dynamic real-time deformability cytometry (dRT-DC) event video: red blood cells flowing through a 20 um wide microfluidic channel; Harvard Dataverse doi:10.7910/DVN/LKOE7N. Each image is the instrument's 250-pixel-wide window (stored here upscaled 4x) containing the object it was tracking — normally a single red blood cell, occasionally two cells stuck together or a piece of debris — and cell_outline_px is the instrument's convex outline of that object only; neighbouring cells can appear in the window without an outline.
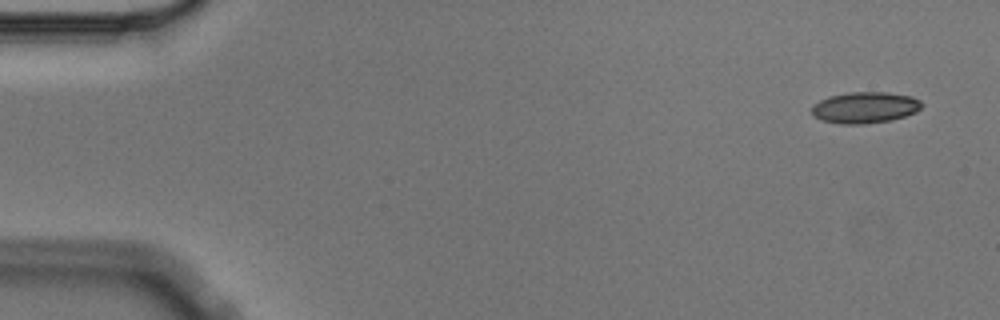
{"species": "Egyptian fruit bat (a non-hibernating species)", "species_latin": "Rousettus aegyptiacus", "temperature_condition": "cold", "stored_images_in_passage": 9, "camera_frame_rate_fps": 3000, "um_per_image_px": 0.085, "animal": {"sex": "male"}, "frame": {"image": 1, "passage_image": 1, "time_ms": 0.0, "image_size_px": [1000, 320], "cell_outline_px": [[924, 104], [916, 112], [892, 120], [864, 124], [840, 124], [820, 120], [812, 116], [812, 104], [828, 96], [848, 92], [888, 92], [912, 96], [920, 100]], "centroid_in_image_um": [73.5, 9.14], "position_along_channel_um": 11.5, "area_um2": 20.35}}
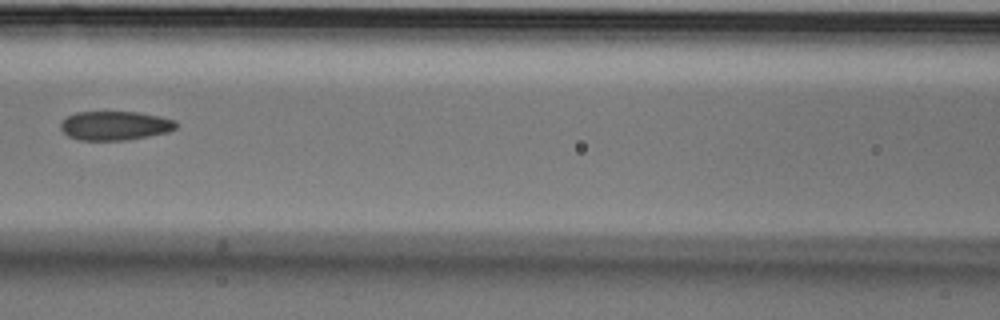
{"frame": {"image": 2, "passage_image": 7, "time_ms": 2.0, "image_size_px": [1000, 320], "cell_outline_px": [[176, 128], [168, 132], [128, 140], [80, 140], [68, 136], [60, 128], [60, 124], [68, 116], [76, 112], [140, 112], [160, 116], [176, 120]], "centroid_in_image_um": [9.79, 10.68], "position_along_channel_um": 156.8, "area_um2": 19.54}}
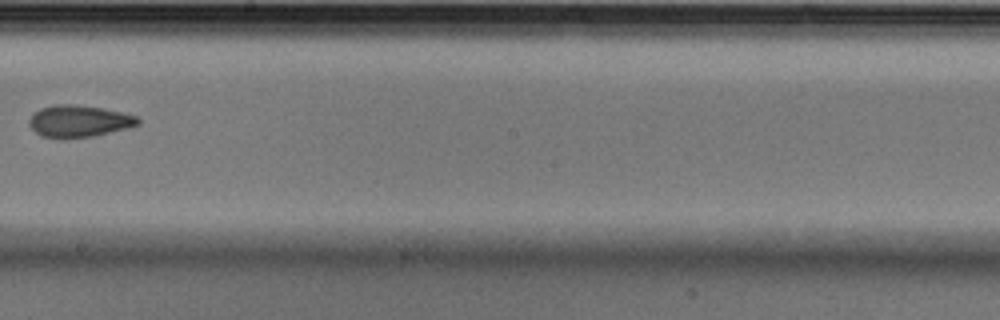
{"frame": {"image": 3, "passage_image": 9, "time_ms": 2.667, "image_size_px": [1000, 320], "cell_outline_px": [[140, 124], [132, 128], [92, 136], [64, 140], [40, 136], [28, 124], [28, 120], [32, 112], [40, 108], [56, 104], [72, 104], [104, 108], [136, 116], [140, 120]], "centroid_in_image_um": [6.69, 10.32], "position_along_channel_um": 241.5, "area_um2": 20.75}}